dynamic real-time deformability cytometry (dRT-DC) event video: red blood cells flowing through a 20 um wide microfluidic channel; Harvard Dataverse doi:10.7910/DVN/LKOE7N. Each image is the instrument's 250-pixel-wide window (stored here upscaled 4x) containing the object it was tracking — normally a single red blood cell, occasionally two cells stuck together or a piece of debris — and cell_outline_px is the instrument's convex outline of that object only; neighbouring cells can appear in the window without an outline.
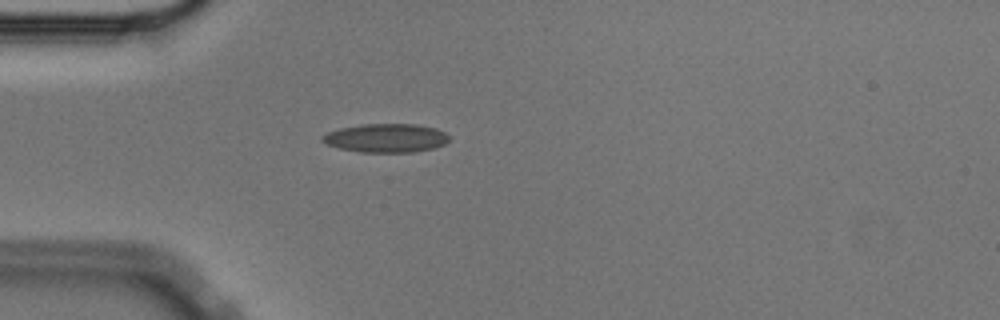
{"species": "Egyptian fruit bat (a non-hibernating species)", "species_latin": "Rousettus aegyptiacus", "temperature_condition": "cold", "stored_images_in_passage": 43, "camera_frame_rate_fps": 3000, "um_per_image_px": 0.085, "animal": {"sex": "male"}, "frame": {"image": 1, "passage_image": 3, "time_ms": 0.667, "image_size_px": [1000, 320], "cell_outline_px": [[452, 136], [444, 144], [436, 148], [412, 152], [360, 152], [340, 148], [328, 144], [320, 140], [320, 136], [328, 132], [340, 128], [364, 124], [416, 124], [436, 128]], "centroid_in_image_um": [32.84, 11.73], "position_along_channel_um": 52.2, "area_um2": 21.27}}
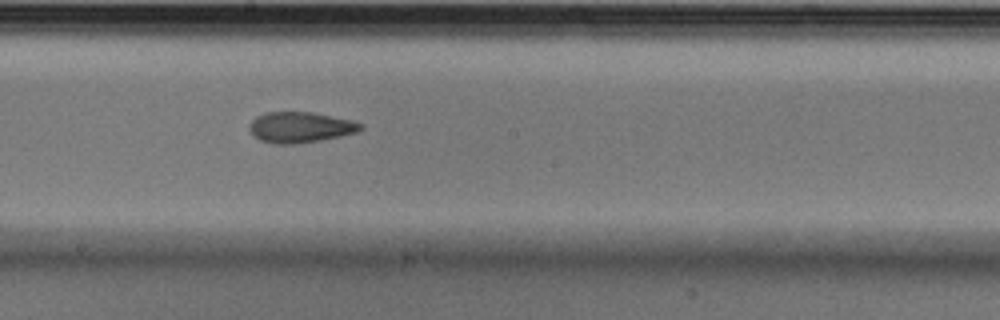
{"frame": {"image": 2, "passage_image": 18, "time_ms": 5.667, "image_size_px": [1000, 320], "cell_outline_px": [[364, 128], [356, 132], [340, 136], [320, 140], [296, 144], [272, 144], [260, 140], [252, 136], [248, 128], [252, 120], [256, 116], [264, 112], [312, 112], [352, 120], [364, 124]], "centroid_in_image_um": [25.5, 10.82], "position_along_channel_um": 222.7, "area_um2": 20.11}}
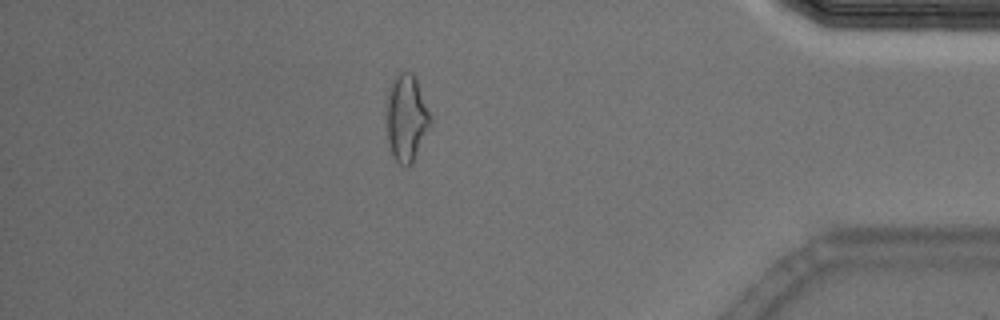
{"frame": {"image": 3, "passage_image": 36, "time_ms": 11.667, "image_size_px": [1000, 320], "cell_outline_px": [[432, 124], [412, 164], [404, 168], [396, 160], [392, 152], [388, 140], [384, 104], [388, 88], [392, 76], [400, 72], [412, 72], [416, 76], [432, 120]], "centroid_in_image_um": [34.52, 9.98], "position_along_channel_um": 400.7, "area_um2": 23.0}, "authors_computed_cell_mechanics": {"area_um2": 20.3456, "velocity_mm_per_s": 3.5687, "shape_relaxation_time_tau1_ms": null, "shape_relaxation_time_tau2_ms": 2.5554, "deformation_change_tau1": null, "deformation_change_tau2": 0.1051}}